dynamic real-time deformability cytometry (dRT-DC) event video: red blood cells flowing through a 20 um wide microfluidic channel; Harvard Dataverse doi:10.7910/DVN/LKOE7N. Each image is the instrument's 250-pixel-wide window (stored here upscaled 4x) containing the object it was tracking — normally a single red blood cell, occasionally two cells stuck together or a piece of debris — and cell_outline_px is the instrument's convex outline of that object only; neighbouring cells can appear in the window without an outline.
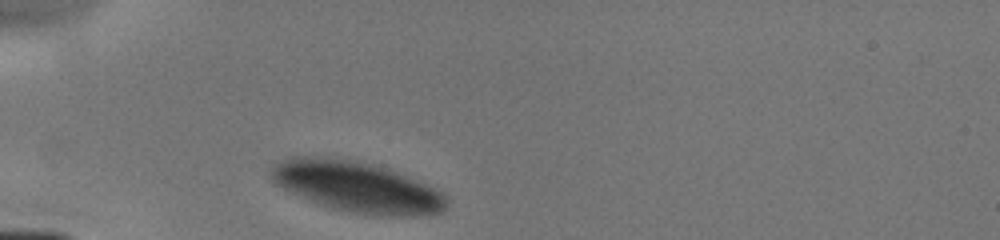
{"species": "human", "species_latin": "Homo sapiens", "temperature_condition": "cold", "stored_images_in_passage": 8, "camera_frame_rate_fps": 3000, "um_per_image_px": 0.085, "donor": {"sex": "male"}, "frame": {"image": 1, "passage_image": 1, "time_ms": 0.0, "image_size_px": [1000, 240], "cell_outline_px": [[448, 208], [440, 212], [420, 216], [372, 216], [348, 212], [332, 208], [320, 204], [292, 192], [276, 184], [272, 180], [268, 172], [272, 164], [288, 156], [328, 156], [356, 160], [396, 172], [424, 184], [440, 192], [448, 200]], "centroid_in_image_um": [30.28, 15.88], "position_along_channel_um": 54.7, "area_um2": 51.9}}
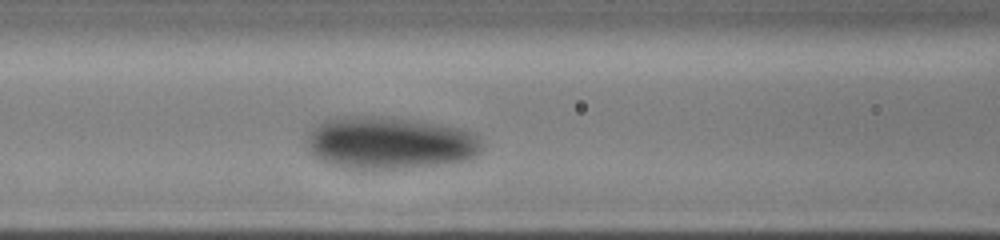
{"frame": {"image": 2, "passage_image": 8, "time_ms": 2.333, "image_size_px": [1000, 240], "cell_outline_px": [[484, 144], [480, 152], [476, 156], [468, 160], [448, 164], [420, 168], [340, 168], [324, 164], [312, 156], [308, 152], [304, 140], [308, 132], [316, 124], [324, 120], [336, 116], [384, 116], [416, 120], [440, 124], [460, 128], [472, 132]], "centroid_in_image_um": [33.07, 12.16], "position_along_channel_um": 133.5, "area_um2": 54.97}}